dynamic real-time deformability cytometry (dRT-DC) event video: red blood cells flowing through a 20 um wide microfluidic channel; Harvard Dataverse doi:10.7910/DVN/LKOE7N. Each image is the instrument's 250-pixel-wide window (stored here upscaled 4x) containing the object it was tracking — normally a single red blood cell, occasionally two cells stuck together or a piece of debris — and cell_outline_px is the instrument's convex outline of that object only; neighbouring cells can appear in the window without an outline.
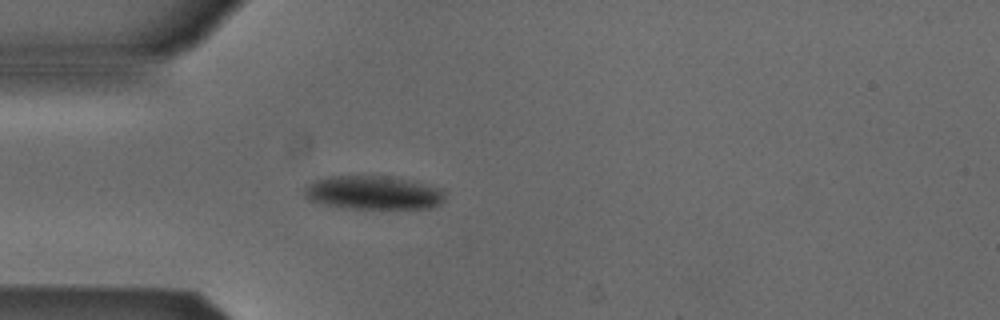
{"species": "Egyptian fruit bat (a non-hibernating species)", "species_latin": "Rousettus aegyptiacus", "temperature_condition": "cold", "stored_images_in_passage": 39, "camera_frame_rate_fps": 3000, "um_per_image_px": 0.085, "animal": {"sex": "male"}, "frame": {"image": 1, "passage_image": 1, "time_ms": 0.0, "image_size_px": [1000, 320], "cell_outline_px": [[444, 200], [440, 204], [428, 208], [344, 208], [324, 204], [308, 200], [304, 196], [304, 188], [312, 180], [328, 176], [384, 176], [408, 180], [444, 188]], "centroid_in_image_um": [31.7, 16.37], "position_along_channel_um": 53.3, "area_um2": 27.63}}
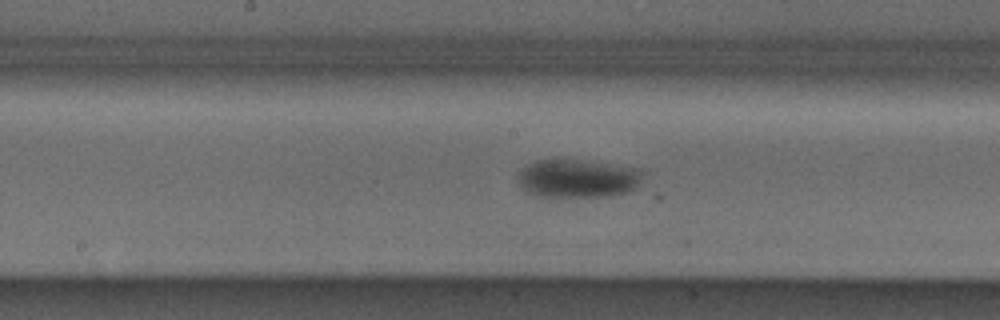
{"frame": {"image": 2, "passage_image": 13, "time_ms": 4.0, "image_size_px": [1000, 320], "cell_outline_px": [[640, 184], [636, 188], [628, 192], [604, 196], [540, 196], [528, 192], [520, 184], [516, 176], [520, 168], [536, 160], [576, 160], [632, 168], [640, 172]], "centroid_in_image_um": [49.02, 15.18], "position_along_channel_um": 199.2, "area_um2": 27.17}}
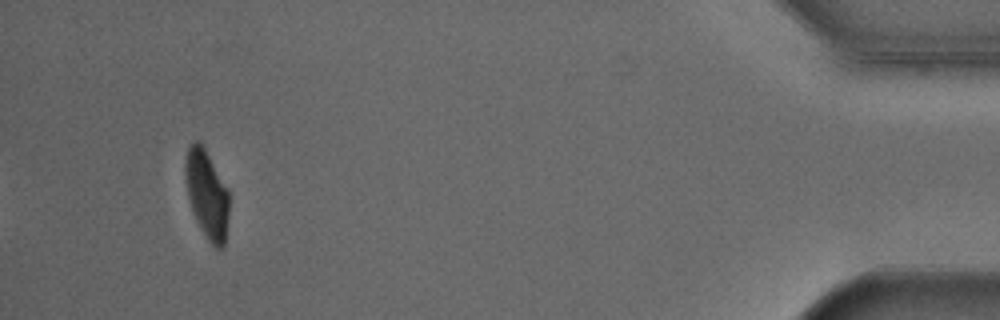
{"frame": {"image": 3, "passage_image": 36, "time_ms": 11.667, "image_size_px": [1000, 320], "cell_outline_px": [[228, 220], [224, 244], [220, 248], [216, 248], [208, 240], [200, 228], [196, 220], [188, 196], [184, 172], [184, 164], [188, 144], [192, 140], [200, 140], [228, 192]], "centroid_in_image_um": [17.55, 16.47], "position_along_channel_um": 417.7, "area_um2": 22.2}, "authors_computed_cell_mechanics": {"area_um2": 27.6284, "velocity_mm_per_s": 3.8392, "shape_relaxation_time_tau1_ms": 5.2452, "shape_relaxation_time_tau2_ms": null, "deformation_change_tau1": 0.1484, "deformation_change_tau2": null}}